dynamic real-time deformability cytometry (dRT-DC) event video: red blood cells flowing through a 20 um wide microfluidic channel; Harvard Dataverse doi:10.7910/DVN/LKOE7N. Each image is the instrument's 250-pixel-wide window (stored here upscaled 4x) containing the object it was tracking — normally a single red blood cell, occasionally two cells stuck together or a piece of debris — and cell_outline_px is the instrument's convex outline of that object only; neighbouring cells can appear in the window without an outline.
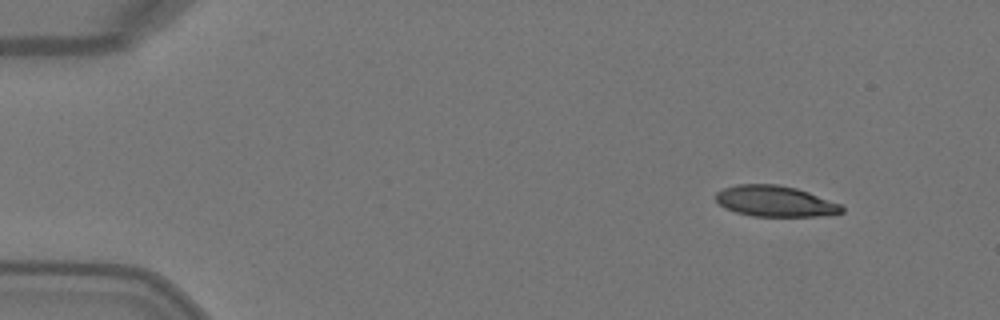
{"species": "Egyptian fruit bat (a non-hibernating species)", "species_latin": "Rousettus aegyptiacus", "temperature_condition": "warm", "stored_images_in_passage": 5, "camera_frame_rate_fps": 3000, "um_per_image_px": 0.085, "animal": {"sex": "female"}, "frame": {"image": 1, "passage_image": 1, "time_ms": 0.0, "image_size_px": [1000, 320], "cell_outline_px": [[844, 212], [836, 216], [752, 216], [736, 212], [724, 208], [716, 200], [716, 192], [724, 188], [736, 184], [776, 184], [796, 188], [808, 192], [840, 204], [844, 208]], "centroid_in_image_um": [65.91, 17.11], "position_along_channel_um": 19.1, "area_um2": 22.83}}
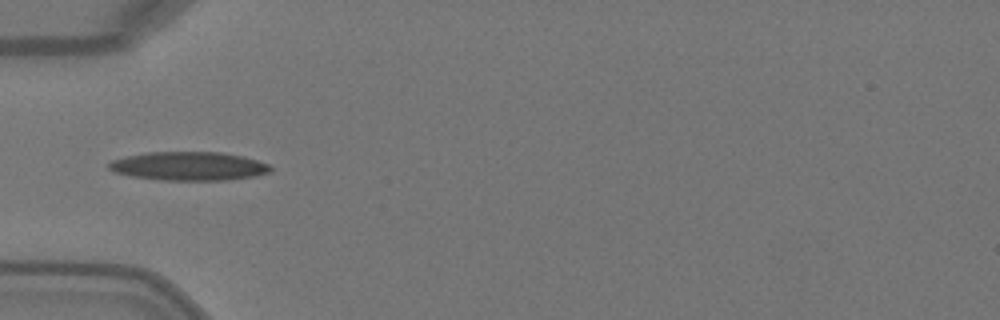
{"frame": {"image": 2, "passage_image": 4, "time_ms": 1.0, "image_size_px": [1000, 320], "cell_outline_px": [[272, 172], [256, 176], [228, 180], [160, 180], [132, 176], [116, 172], [108, 168], [108, 164], [112, 160], [128, 156], [148, 152], [220, 152], [244, 156], [268, 164], [272, 168]], "centroid_in_image_um": [16.09, 14.12], "position_along_channel_um": 68.9, "area_um2": 26.99}}
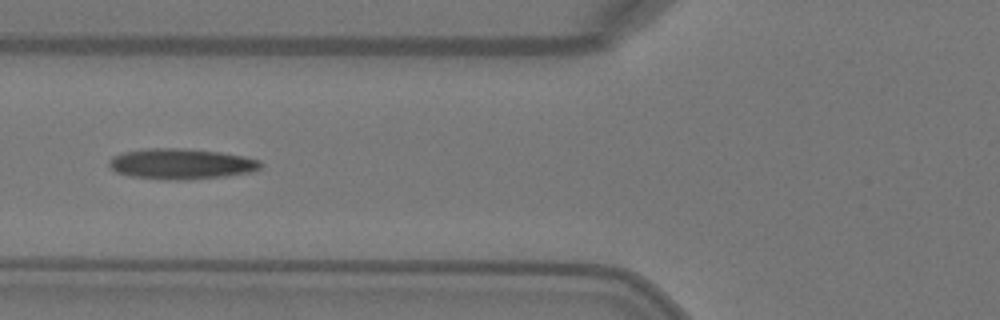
{"frame": {"image": 3, "passage_image": 5, "time_ms": 1.333, "image_size_px": [1000, 320], "cell_outline_px": [[264, 164], [260, 168], [252, 172], [224, 176], [188, 180], [176, 180], [128, 176], [116, 172], [108, 164], [108, 160], [112, 156], [124, 152], [144, 148], [184, 148], [220, 152], [244, 156], [260, 160]], "centroid_in_image_um": [15.4, 13.92], "position_along_channel_um": 110.4, "area_um2": 27.22}}